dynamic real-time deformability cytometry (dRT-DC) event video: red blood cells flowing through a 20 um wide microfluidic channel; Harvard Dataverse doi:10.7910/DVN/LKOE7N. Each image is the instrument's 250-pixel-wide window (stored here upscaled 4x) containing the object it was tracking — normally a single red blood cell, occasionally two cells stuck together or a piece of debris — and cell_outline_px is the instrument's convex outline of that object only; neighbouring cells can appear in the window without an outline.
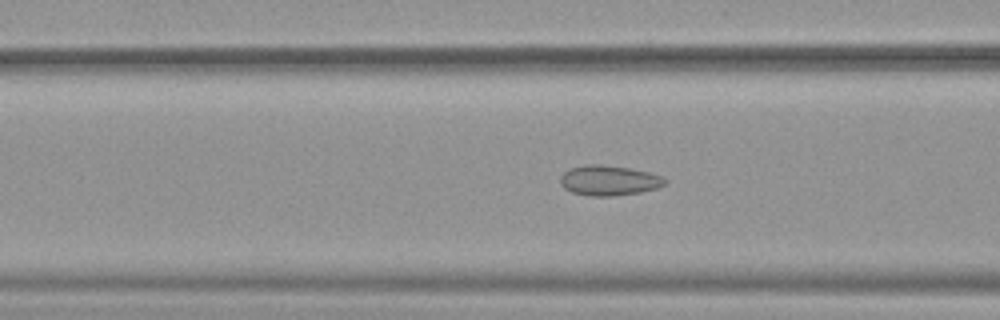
{"species": "common noctule bat (a hibernating species)", "species_latin": "Nyctalus noctula", "temperature_condition": "warm", "stored_images_in_passage": 52, "camera_frame_rate_fps": 3000, "um_per_image_px": 0.085, "animal": {"sex": "female", "body_mass_g": 19.9}, "frame": {"image": 1, "passage_image": 21, "time_ms": 6.667, "image_size_px": [1000, 320], "cell_outline_px": [[668, 180], [664, 184], [656, 188], [640, 192], [612, 196], [592, 196], [572, 192], [564, 188], [560, 184], [560, 176], [568, 168], [584, 164], [600, 164], [628, 168], [648, 172], [664, 176]], "centroid_in_image_um": [51.74, 15.33], "position_along_channel_um": 114.9, "area_um2": 18.44}}
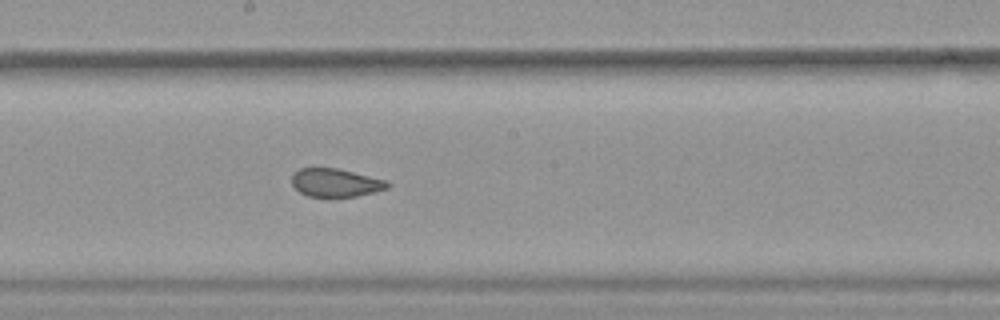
{"frame": {"image": 2, "passage_image": 29, "time_ms": 9.333, "image_size_px": [1000, 320], "cell_outline_px": [[392, 184], [388, 188], [356, 196], [328, 200], [308, 196], [300, 192], [292, 184], [292, 176], [300, 168], [336, 168], [388, 180]], "centroid_in_image_um": [28.54, 15.57], "position_along_channel_um": 219.7, "area_um2": 16.24}}
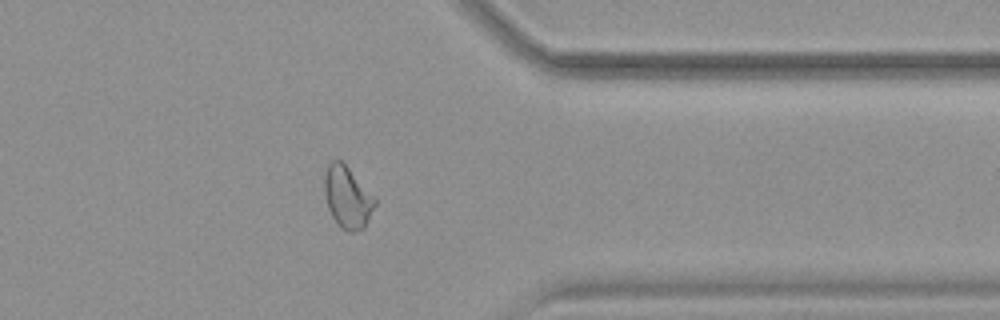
{"frame": {"image": 3, "passage_image": 42, "time_ms": 13.667, "image_size_px": [1000, 320], "cell_outline_px": [[376, 204], [364, 228], [352, 232], [348, 232], [340, 228], [332, 216], [328, 208], [324, 192], [324, 176], [328, 164], [332, 160], [340, 160], [376, 196]], "centroid_in_image_um": [29.54, 16.78], "position_along_channel_um": 381.9, "area_um2": 18.26}, "authors_computed_cell_mechanics": {"area_um2": 19.4786, "velocity_mm_per_s": 3.941, "shape_relaxation_time_tau1_ms": null, "shape_relaxation_time_tau2_ms": 1.1534, "deformation_change_tau1": null, "deformation_change_tau2": 0.0754}}